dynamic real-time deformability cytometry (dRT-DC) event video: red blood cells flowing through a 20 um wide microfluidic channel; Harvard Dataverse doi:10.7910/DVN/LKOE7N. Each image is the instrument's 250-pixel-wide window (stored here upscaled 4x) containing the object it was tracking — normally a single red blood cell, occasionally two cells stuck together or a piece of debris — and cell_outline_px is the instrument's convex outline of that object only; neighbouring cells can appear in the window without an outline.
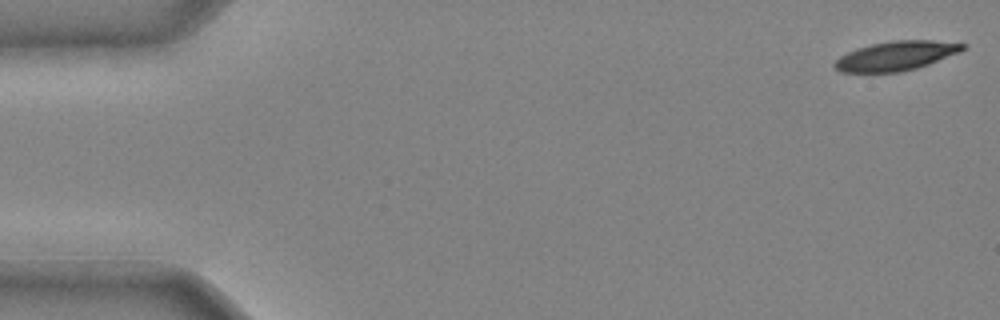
{"species": "common noctule bat (a hibernating species)", "species_latin": "Nyctalus noctula", "temperature_condition": "cold", "stored_images_in_passage": 39, "camera_frame_rate_fps": 3000, "um_per_image_px": 0.085, "animal": {"sex": "male", "body_mass_g": 20.4}, "frame": {"image": 1, "passage_image": 1, "time_ms": 0.0, "image_size_px": [1000, 320], "cell_outline_px": [[968, 44], [960, 52], [928, 64], [916, 68], [900, 72], [840, 72], [832, 64], [840, 56], [856, 48], [872, 44], [892, 40], [932, 40]], "centroid_in_image_um": [76.16, 4.74], "position_along_channel_um": 8.8, "area_um2": 21.79}}
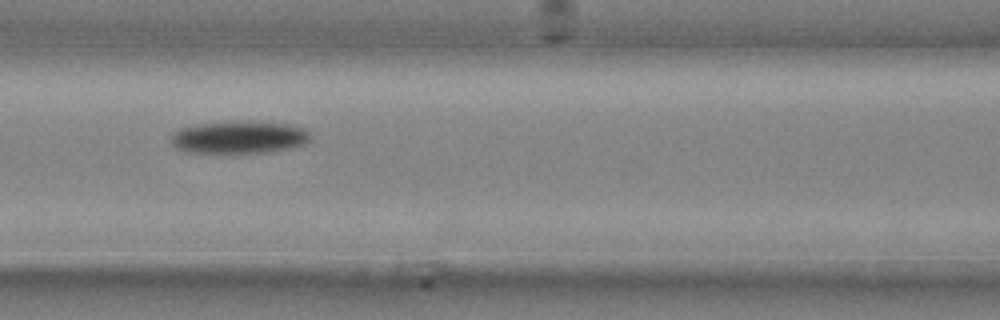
{"frame": {"image": 2, "passage_image": 19, "time_ms": 6.0, "image_size_px": [1000, 320], "cell_outline_px": [[312, 140], [304, 144], [292, 148], [268, 152], [236, 156], [188, 152], [176, 148], [172, 144], [172, 132], [180, 128], [192, 124], [236, 120], [252, 120], [292, 124], [304, 128], [312, 136]], "centroid_in_image_um": [20.33, 11.68], "position_along_channel_um": 146.3, "area_um2": 28.21}}
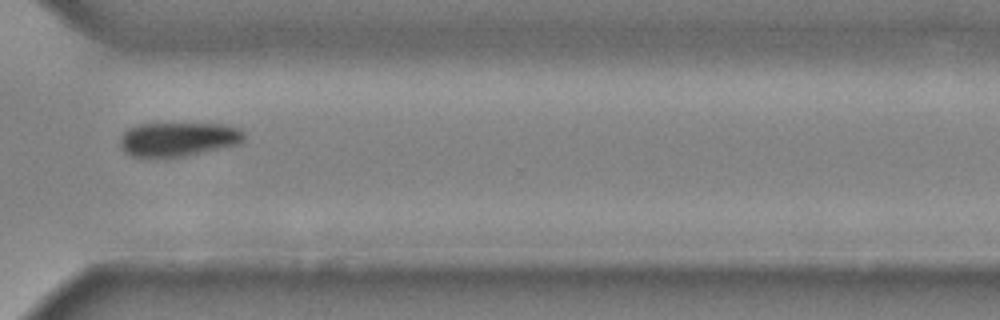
{"frame": {"image": 3, "passage_image": 33, "time_ms": 10.667, "image_size_px": [1000, 320], "cell_outline_px": [[244, 140], [240, 144], [184, 156], [132, 156], [124, 152], [120, 148], [120, 140], [124, 132], [128, 128], [136, 124], [224, 124], [240, 128], [244, 132]], "centroid_in_image_um": [15.16, 11.82], "position_along_channel_um": 355.4, "area_um2": 24.51}}